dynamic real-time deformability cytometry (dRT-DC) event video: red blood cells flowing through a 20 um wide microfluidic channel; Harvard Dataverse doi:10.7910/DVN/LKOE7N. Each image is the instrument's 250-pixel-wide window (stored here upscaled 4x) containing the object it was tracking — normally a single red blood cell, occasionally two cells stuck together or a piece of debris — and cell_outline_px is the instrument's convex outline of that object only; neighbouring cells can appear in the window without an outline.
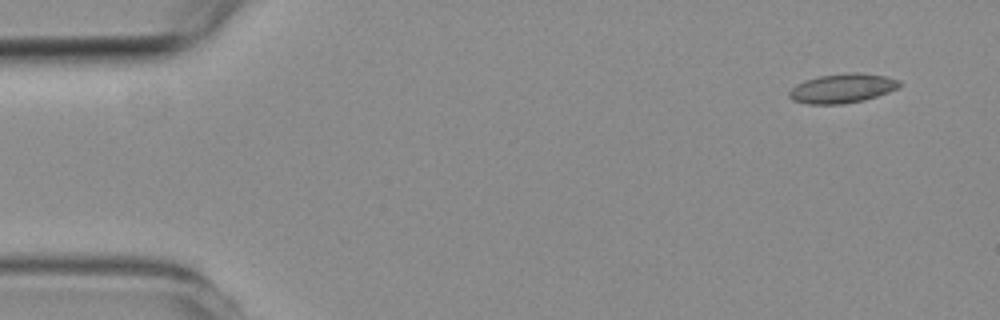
{"species": "common noctule bat (a hibernating species)", "species_latin": "Nyctalus noctula", "temperature_condition": "room temperature", "stored_images_in_passage": 5, "camera_frame_rate_fps": 3000, "um_per_image_px": 0.085, "animal": {"sex": "female", "body_mass_g": 19.3, "forearm_length_mm": 54.1}, "frame": {"image": 1, "passage_image": 1, "time_ms": 0.0, "image_size_px": [1000, 320], "cell_outline_px": [[904, 84], [900, 88], [864, 100], [844, 104], [808, 104], [792, 100], [788, 96], [788, 92], [796, 84], [804, 80], [820, 76], [848, 72], [860, 72], [884, 76], [900, 80]], "centroid_in_image_um": [71.62, 7.5], "position_along_channel_um": 13.4, "area_um2": 19.07}}
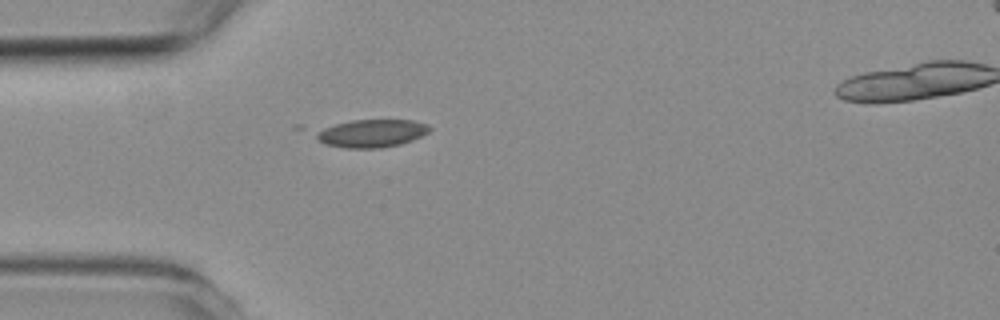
{"frame": {"image": 2, "passage_image": 4, "time_ms": 3.667, "image_size_px": [1000, 320], "cell_outline_px": [[432, 128], [428, 132], [412, 140], [400, 144], [380, 148], [344, 148], [324, 144], [292, 128], [296, 124], [352, 120], [412, 120], [428, 124]], "centroid_in_image_um": [30.95, 11.27], "position_along_channel_um": 54.1, "area_um2": 21.15}}